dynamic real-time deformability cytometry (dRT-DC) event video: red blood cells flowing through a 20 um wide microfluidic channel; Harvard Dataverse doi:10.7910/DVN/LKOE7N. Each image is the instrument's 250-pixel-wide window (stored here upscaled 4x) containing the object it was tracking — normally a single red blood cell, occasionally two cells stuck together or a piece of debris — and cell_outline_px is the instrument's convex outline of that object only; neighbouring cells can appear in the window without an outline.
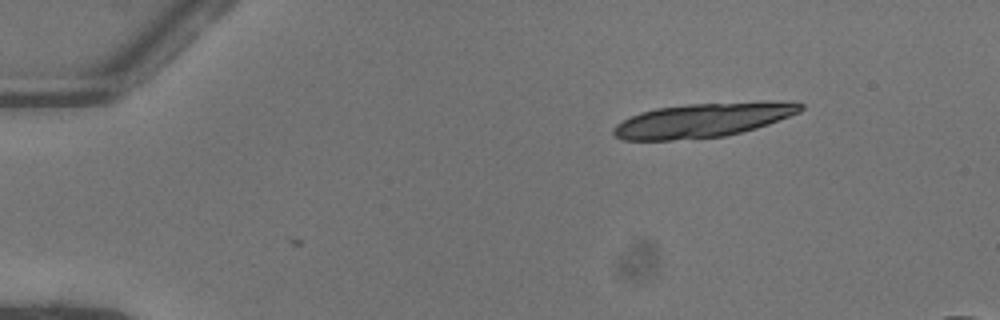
{"species": "common noctule bat (a hibernating species)", "species_latin": "Nyctalus noctula", "temperature_condition": "warm", "stored_images_in_passage": 2, "camera_frame_rate_fps": 3000, "um_per_image_px": 0.085, "animal": {"sex": "female"}, "frame": {"image": 1, "passage_image": 1, "time_ms": 0.0, "image_size_px": [1000, 320], "cell_outline_px": [[804, 108], [800, 112], [768, 124], [756, 128], [724, 136], [672, 140], [624, 140], [616, 136], [612, 132], [612, 128], [616, 124], [640, 112], [656, 108], [684, 104], [804, 104]], "centroid_in_image_um": [59.56, 10.26], "position_along_channel_um": 25.4, "area_um2": 35.72}}